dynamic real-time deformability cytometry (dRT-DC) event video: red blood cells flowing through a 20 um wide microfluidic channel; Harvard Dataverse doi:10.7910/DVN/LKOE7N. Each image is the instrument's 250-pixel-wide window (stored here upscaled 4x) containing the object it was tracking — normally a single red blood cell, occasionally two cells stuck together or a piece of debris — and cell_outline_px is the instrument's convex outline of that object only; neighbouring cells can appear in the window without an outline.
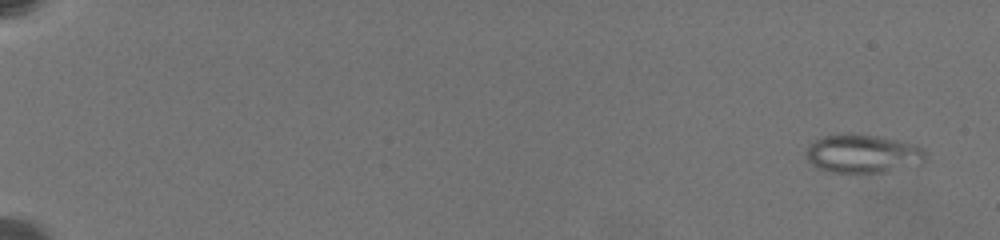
{"species": "common noctule bat (a hibernating species)", "species_latin": "Nyctalus noctula", "temperature_condition": "warm", "stored_images_in_passage": 37, "camera_frame_rate_fps": 3000, "um_per_image_px": 0.085, "animal": {"sex": "female", "body_mass_g": 19.5, "forearm_length_mm": 54.1}, "frame": {"image": 1, "passage_image": 2, "time_ms": 0.667, "image_size_px": [1000, 240], "cell_outline_px": [[924, 160], [920, 164], [880, 172], [832, 172], [816, 168], [804, 156], [804, 152], [808, 144], [824, 136], [876, 136], [924, 148]], "centroid_in_image_um": [73.25, 13.1], "position_along_channel_um": 11.7, "area_um2": 25.78}}
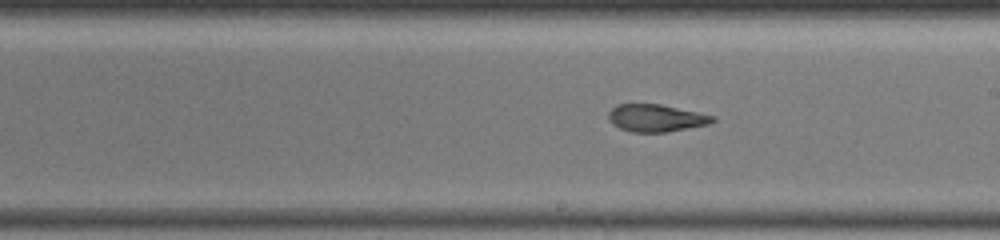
{"frame": {"image": 2, "passage_image": 26, "time_ms": 13.0, "image_size_px": [1000, 240], "cell_outline_px": [[716, 120], [708, 124], [664, 132], [632, 132], [620, 128], [612, 124], [608, 120], [608, 112], [612, 108], [620, 104], [660, 104], [716, 116]], "centroid_in_image_um": [55.74, 10.03], "position_along_channel_um": 233.3, "area_um2": 16.47}}
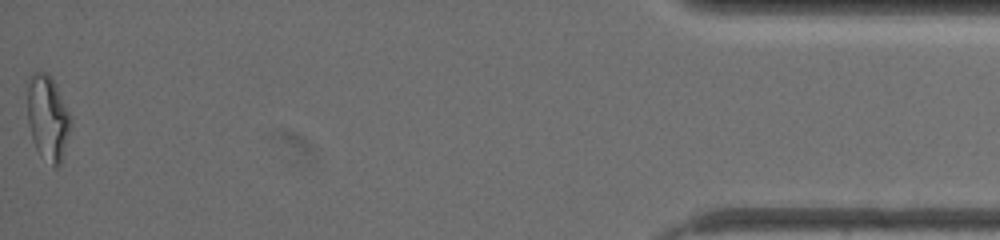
{"frame": {"image": 3, "passage_image": 37, "time_ms": 21.0, "image_size_px": [1000, 240], "cell_outline_px": [[72, 124], [64, 152], [60, 164], [56, 168], [52, 168], [36, 148], [32, 140], [28, 120], [28, 84], [32, 76], [36, 72], [44, 72], [56, 84], [72, 120]], "centroid_in_image_um": [4.08, 10.08], "position_along_channel_um": 431.1, "area_um2": 21.21}, "authors_computed_cell_mechanics": {"area_um2": 20.5768, "velocity_mm_per_s": 3.4508, "shape_relaxation_time_tau1_ms": null, "shape_relaxation_time_tau2_ms": 3.0002, "deformation_change_tau1": null, "deformation_change_tau2": 0.1101}}